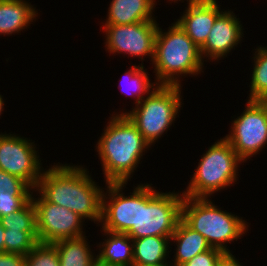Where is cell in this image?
I'll list each match as a JSON object with an SVG mask.
<instances>
[{
	"instance_id": "cell-26",
	"label": "cell",
	"mask_w": 267,
	"mask_h": 266,
	"mask_svg": "<svg viewBox=\"0 0 267 266\" xmlns=\"http://www.w3.org/2000/svg\"><path fill=\"white\" fill-rule=\"evenodd\" d=\"M25 266H60V258L53 243L38 242L25 255Z\"/></svg>"
},
{
	"instance_id": "cell-7",
	"label": "cell",
	"mask_w": 267,
	"mask_h": 266,
	"mask_svg": "<svg viewBox=\"0 0 267 266\" xmlns=\"http://www.w3.org/2000/svg\"><path fill=\"white\" fill-rule=\"evenodd\" d=\"M182 86L158 85L149 95L144 97L131 111L115 112L126 114L136 125L144 140L150 145L164 135L180 112L183 97ZM154 143V144H153Z\"/></svg>"
},
{
	"instance_id": "cell-27",
	"label": "cell",
	"mask_w": 267,
	"mask_h": 266,
	"mask_svg": "<svg viewBox=\"0 0 267 266\" xmlns=\"http://www.w3.org/2000/svg\"><path fill=\"white\" fill-rule=\"evenodd\" d=\"M223 253V251L211 247L209 250L195 255L182 266H217L219 258Z\"/></svg>"
},
{
	"instance_id": "cell-13",
	"label": "cell",
	"mask_w": 267,
	"mask_h": 266,
	"mask_svg": "<svg viewBox=\"0 0 267 266\" xmlns=\"http://www.w3.org/2000/svg\"><path fill=\"white\" fill-rule=\"evenodd\" d=\"M224 10L217 16L205 44L200 48L203 61L224 59L244 37V29L237 15L229 9Z\"/></svg>"
},
{
	"instance_id": "cell-11",
	"label": "cell",
	"mask_w": 267,
	"mask_h": 266,
	"mask_svg": "<svg viewBox=\"0 0 267 266\" xmlns=\"http://www.w3.org/2000/svg\"><path fill=\"white\" fill-rule=\"evenodd\" d=\"M32 139L0 133V169L24 180L36 189L44 168ZM43 168V169H42Z\"/></svg>"
},
{
	"instance_id": "cell-3",
	"label": "cell",
	"mask_w": 267,
	"mask_h": 266,
	"mask_svg": "<svg viewBox=\"0 0 267 266\" xmlns=\"http://www.w3.org/2000/svg\"><path fill=\"white\" fill-rule=\"evenodd\" d=\"M163 32L158 25L152 66L158 85L181 86L180 78L204 72L200 48L176 23Z\"/></svg>"
},
{
	"instance_id": "cell-23",
	"label": "cell",
	"mask_w": 267,
	"mask_h": 266,
	"mask_svg": "<svg viewBox=\"0 0 267 266\" xmlns=\"http://www.w3.org/2000/svg\"><path fill=\"white\" fill-rule=\"evenodd\" d=\"M254 52L248 100L267 101V46L260 45Z\"/></svg>"
},
{
	"instance_id": "cell-14",
	"label": "cell",
	"mask_w": 267,
	"mask_h": 266,
	"mask_svg": "<svg viewBox=\"0 0 267 266\" xmlns=\"http://www.w3.org/2000/svg\"><path fill=\"white\" fill-rule=\"evenodd\" d=\"M217 1L201 0L188 3L183 14L175 21L199 48L205 44L214 21L223 11Z\"/></svg>"
},
{
	"instance_id": "cell-1",
	"label": "cell",
	"mask_w": 267,
	"mask_h": 266,
	"mask_svg": "<svg viewBox=\"0 0 267 266\" xmlns=\"http://www.w3.org/2000/svg\"><path fill=\"white\" fill-rule=\"evenodd\" d=\"M82 166L59 162L49 166L43 170L36 190L48 202L66 207L100 226L104 190Z\"/></svg>"
},
{
	"instance_id": "cell-8",
	"label": "cell",
	"mask_w": 267,
	"mask_h": 266,
	"mask_svg": "<svg viewBox=\"0 0 267 266\" xmlns=\"http://www.w3.org/2000/svg\"><path fill=\"white\" fill-rule=\"evenodd\" d=\"M245 106L224 137L244 163L267 145V101L247 100Z\"/></svg>"
},
{
	"instance_id": "cell-24",
	"label": "cell",
	"mask_w": 267,
	"mask_h": 266,
	"mask_svg": "<svg viewBox=\"0 0 267 266\" xmlns=\"http://www.w3.org/2000/svg\"><path fill=\"white\" fill-rule=\"evenodd\" d=\"M0 223L5 229L37 231L36 208L30 199L20 210L2 218Z\"/></svg>"
},
{
	"instance_id": "cell-10",
	"label": "cell",
	"mask_w": 267,
	"mask_h": 266,
	"mask_svg": "<svg viewBox=\"0 0 267 266\" xmlns=\"http://www.w3.org/2000/svg\"><path fill=\"white\" fill-rule=\"evenodd\" d=\"M39 196L35 198L33 192ZM39 194V195H38ZM31 200L36 208L38 239L41 243H54L63 239L83 237L85 220L77 213L48 202L37 190H33Z\"/></svg>"
},
{
	"instance_id": "cell-5",
	"label": "cell",
	"mask_w": 267,
	"mask_h": 266,
	"mask_svg": "<svg viewBox=\"0 0 267 266\" xmlns=\"http://www.w3.org/2000/svg\"><path fill=\"white\" fill-rule=\"evenodd\" d=\"M151 186L148 183L137 184L136 226L126 233L132 239L172 236L181 219L184 195L175 191L159 192Z\"/></svg>"
},
{
	"instance_id": "cell-34",
	"label": "cell",
	"mask_w": 267,
	"mask_h": 266,
	"mask_svg": "<svg viewBox=\"0 0 267 266\" xmlns=\"http://www.w3.org/2000/svg\"><path fill=\"white\" fill-rule=\"evenodd\" d=\"M159 266H172V265L167 263V264H162V265H159Z\"/></svg>"
},
{
	"instance_id": "cell-15",
	"label": "cell",
	"mask_w": 267,
	"mask_h": 266,
	"mask_svg": "<svg viewBox=\"0 0 267 266\" xmlns=\"http://www.w3.org/2000/svg\"><path fill=\"white\" fill-rule=\"evenodd\" d=\"M156 0H112L103 24L125 25L142 21H156L153 16Z\"/></svg>"
},
{
	"instance_id": "cell-6",
	"label": "cell",
	"mask_w": 267,
	"mask_h": 266,
	"mask_svg": "<svg viewBox=\"0 0 267 266\" xmlns=\"http://www.w3.org/2000/svg\"><path fill=\"white\" fill-rule=\"evenodd\" d=\"M242 162L224 137L218 139L201 156L193 177L182 194L193 198H211L215 193L234 186Z\"/></svg>"
},
{
	"instance_id": "cell-4",
	"label": "cell",
	"mask_w": 267,
	"mask_h": 266,
	"mask_svg": "<svg viewBox=\"0 0 267 266\" xmlns=\"http://www.w3.org/2000/svg\"><path fill=\"white\" fill-rule=\"evenodd\" d=\"M210 198L184 196L181 219L194 231L205 237L212 248L231 252L227 243L241 239L248 231V223L242 217L224 211ZM228 246V247H227Z\"/></svg>"
},
{
	"instance_id": "cell-9",
	"label": "cell",
	"mask_w": 267,
	"mask_h": 266,
	"mask_svg": "<svg viewBox=\"0 0 267 266\" xmlns=\"http://www.w3.org/2000/svg\"><path fill=\"white\" fill-rule=\"evenodd\" d=\"M158 25L157 21L125 25L103 24L101 30L105 33V49L110 54L124 53L140 58L142 65L147 57L153 61Z\"/></svg>"
},
{
	"instance_id": "cell-17",
	"label": "cell",
	"mask_w": 267,
	"mask_h": 266,
	"mask_svg": "<svg viewBox=\"0 0 267 266\" xmlns=\"http://www.w3.org/2000/svg\"><path fill=\"white\" fill-rule=\"evenodd\" d=\"M101 231L107 237L97 244V260L111 266H133V239L126 233Z\"/></svg>"
},
{
	"instance_id": "cell-22",
	"label": "cell",
	"mask_w": 267,
	"mask_h": 266,
	"mask_svg": "<svg viewBox=\"0 0 267 266\" xmlns=\"http://www.w3.org/2000/svg\"><path fill=\"white\" fill-rule=\"evenodd\" d=\"M146 70L142 64L138 66L132 65L128 71H125L124 76H122V80L120 81L122 86L119 84V89L126 86L121 91L122 94L125 93L127 96L135 98V106L158 86L157 82H150L149 73ZM122 82H125L126 85Z\"/></svg>"
},
{
	"instance_id": "cell-28",
	"label": "cell",
	"mask_w": 267,
	"mask_h": 266,
	"mask_svg": "<svg viewBox=\"0 0 267 266\" xmlns=\"http://www.w3.org/2000/svg\"><path fill=\"white\" fill-rule=\"evenodd\" d=\"M0 266H25V255L0 253Z\"/></svg>"
},
{
	"instance_id": "cell-16",
	"label": "cell",
	"mask_w": 267,
	"mask_h": 266,
	"mask_svg": "<svg viewBox=\"0 0 267 266\" xmlns=\"http://www.w3.org/2000/svg\"><path fill=\"white\" fill-rule=\"evenodd\" d=\"M33 6L26 0H0V35L11 36L29 28L38 17Z\"/></svg>"
},
{
	"instance_id": "cell-29",
	"label": "cell",
	"mask_w": 267,
	"mask_h": 266,
	"mask_svg": "<svg viewBox=\"0 0 267 266\" xmlns=\"http://www.w3.org/2000/svg\"><path fill=\"white\" fill-rule=\"evenodd\" d=\"M217 266H243L231 252H225L219 258Z\"/></svg>"
},
{
	"instance_id": "cell-32",
	"label": "cell",
	"mask_w": 267,
	"mask_h": 266,
	"mask_svg": "<svg viewBox=\"0 0 267 266\" xmlns=\"http://www.w3.org/2000/svg\"><path fill=\"white\" fill-rule=\"evenodd\" d=\"M168 1V0H167ZM171 1V2H170ZM172 1L175 3V2H177L178 0H169V2H170V4L172 3ZM179 1H181V2H184V0L182 1V0H179ZM185 1H187V3H191V2H198V1H201V0H185Z\"/></svg>"
},
{
	"instance_id": "cell-2",
	"label": "cell",
	"mask_w": 267,
	"mask_h": 266,
	"mask_svg": "<svg viewBox=\"0 0 267 266\" xmlns=\"http://www.w3.org/2000/svg\"><path fill=\"white\" fill-rule=\"evenodd\" d=\"M110 116L95 150L101 161L105 183H128L151 146L126 114Z\"/></svg>"
},
{
	"instance_id": "cell-19",
	"label": "cell",
	"mask_w": 267,
	"mask_h": 266,
	"mask_svg": "<svg viewBox=\"0 0 267 266\" xmlns=\"http://www.w3.org/2000/svg\"><path fill=\"white\" fill-rule=\"evenodd\" d=\"M33 189L21 178L0 169V218L20 210Z\"/></svg>"
},
{
	"instance_id": "cell-30",
	"label": "cell",
	"mask_w": 267,
	"mask_h": 266,
	"mask_svg": "<svg viewBox=\"0 0 267 266\" xmlns=\"http://www.w3.org/2000/svg\"><path fill=\"white\" fill-rule=\"evenodd\" d=\"M4 229L0 223V253H4Z\"/></svg>"
},
{
	"instance_id": "cell-21",
	"label": "cell",
	"mask_w": 267,
	"mask_h": 266,
	"mask_svg": "<svg viewBox=\"0 0 267 266\" xmlns=\"http://www.w3.org/2000/svg\"><path fill=\"white\" fill-rule=\"evenodd\" d=\"M86 237L63 239L53 243L59 254L60 266H93L97 255L91 251Z\"/></svg>"
},
{
	"instance_id": "cell-25",
	"label": "cell",
	"mask_w": 267,
	"mask_h": 266,
	"mask_svg": "<svg viewBox=\"0 0 267 266\" xmlns=\"http://www.w3.org/2000/svg\"><path fill=\"white\" fill-rule=\"evenodd\" d=\"M38 242L37 231L4 229V253L26 255Z\"/></svg>"
},
{
	"instance_id": "cell-12",
	"label": "cell",
	"mask_w": 267,
	"mask_h": 266,
	"mask_svg": "<svg viewBox=\"0 0 267 266\" xmlns=\"http://www.w3.org/2000/svg\"><path fill=\"white\" fill-rule=\"evenodd\" d=\"M127 183H106L102 196V230L127 233L136 226L137 186L130 195L123 193ZM124 187V188H123Z\"/></svg>"
},
{
	"instance_id": "cell-20",
	"label": "cell",
	"mask_w": 267,
	"mask_h": 266,
	"mask_svg": "<svg viewBox=\"0 0 267 266\" xmlns=\"http://www.w3.org/2000/svg\"><path fill=\"white\" fill-rule=\"evenodd\" d=\"M171 236L133 239V266H159L168 262Z\"/></svg>"
},
{
	"instance_id": "cell-33",
	"label": "cell",
	"mask_w": 267,
	"mask_h": 266,
	"mask_svg": "<svg viewBox=\"0 0 267 266\" xmlns=\"http://www.w3.org/2000/svg\"><path fill=\"white\" fill-rule=\"evenodd\" d=\"M93 266H111V265H107V264L101 263L98 260H96L95 263L93 264Z\"/></svg>"
},
{
	"instance_id": "cell-31",
	"label": "cell",
	"mask_w": 267,
	"mask_h": 266,
	"mask_svg": "<svg viewBox=\"0 0 267 266\" xmlns=\"http://www.w3.org/2000/svg\"><path fill=\"white\" fill-rule=\"evenodd\" d=\"M4 104H5V102L3 100V96L0 95V115L2 114V111L4 109Z\"/></svg>"
},
{
	"instance_id": "cell-18",
	"label": "cell",
	"mask_w": 267,
	"mask_h": 266,
	"mask_svg": "<svg viewBox=\"0 0 267 266\" xmlns=\"http://www.w3.org/2000/svg\"><path fill=\"white\" fill-rule=\"evenodd\" d=\"M170 243H175L177 246L174 250V260L172 259L173 262H170L172 266H182L195 255L211 248L205 237L190 228L182 219L179 220L175 232L170 238Z\"/></svg>"
}]
</instances>
